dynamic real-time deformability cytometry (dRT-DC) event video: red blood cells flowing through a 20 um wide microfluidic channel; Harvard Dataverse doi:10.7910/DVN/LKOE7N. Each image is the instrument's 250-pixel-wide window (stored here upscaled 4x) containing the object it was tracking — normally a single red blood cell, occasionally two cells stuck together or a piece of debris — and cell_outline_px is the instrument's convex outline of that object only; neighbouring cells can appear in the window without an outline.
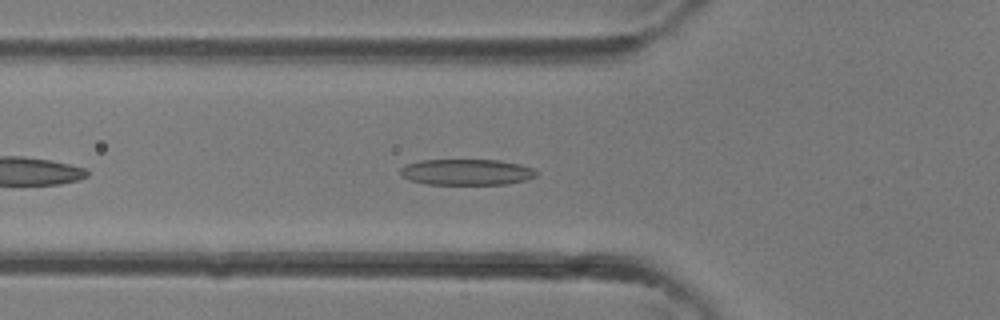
{"species": "common noctule bat (a hibernating species)", "species_latin": "Nyctalus noctula", "temperature_condition": "room temperature", "stored_images_in_passage": 24, "camera_frame_rate_fps": 3000, "um_per_image_px": 0.085, "animal": {"sex": "female"}, "frame": {"image": 1, "passage_image": 5, "time_ms": 1.333, "image_size_px": [1000, 320], "cell_outline_px": [[540, 172], [536, 176], [524, 180], [508, 184], [424, 184], [412, 180], [404, 176], [400, 172], [400, 168], [404, 164], [420, 160], [500, 160], [520, 164], [532, 168]], "centroid_in_image_um": [39.68, 14.62], "position_along_channel_um": 86.1, "area_um2": 20.63}}
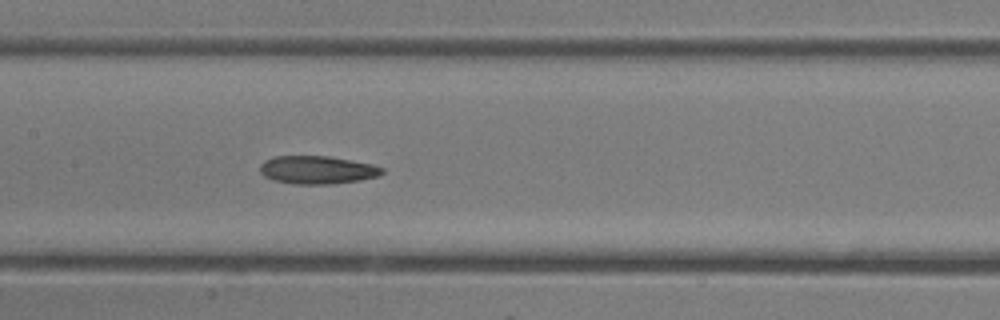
{"frame": {"image": 2, "passage_image": 10, "time_ms": 3.0, "image_size_px": [1000, 320], "cell_outline_px": [[384, 172], [380, 176], [360, 180], [332, 184], [292, 184], [272, 180], [264, 176], [260, 172], [260, 164], [264, 160], [276, 156], [328, 156], [372, 164], [384, 168]], "centroid_in_image_um": [26.96, 14.45], "position_along_channel_um": 180.4, "area_um2": 20.11}}
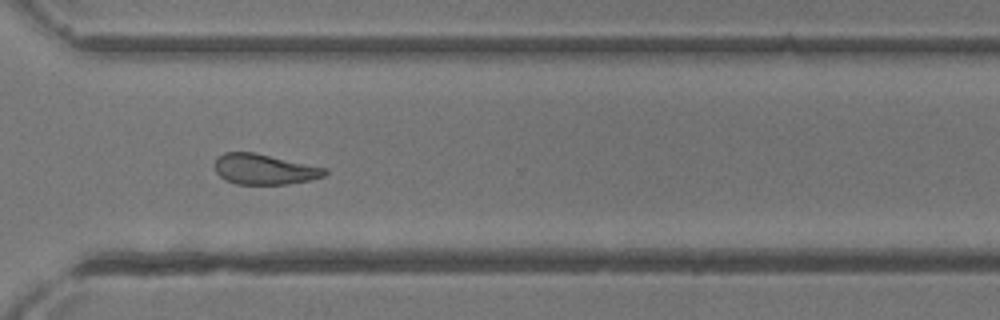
{"frame": {"image": 3, "passage_image": 19, "time_ms": 6.0, "image_size_px": [1000, 320], "cell_outline_px": [[328, 172], [324, 176], [308, 180], [288, 184], [236, 184], [224, 180], [216, 172], [216, 156], [224, 152], [256, 152], [328, 168]], "centroid_in_image_um": [22.47, 14.37], "position_along_channel_um": 348.1, "area_um2": 19.71}}